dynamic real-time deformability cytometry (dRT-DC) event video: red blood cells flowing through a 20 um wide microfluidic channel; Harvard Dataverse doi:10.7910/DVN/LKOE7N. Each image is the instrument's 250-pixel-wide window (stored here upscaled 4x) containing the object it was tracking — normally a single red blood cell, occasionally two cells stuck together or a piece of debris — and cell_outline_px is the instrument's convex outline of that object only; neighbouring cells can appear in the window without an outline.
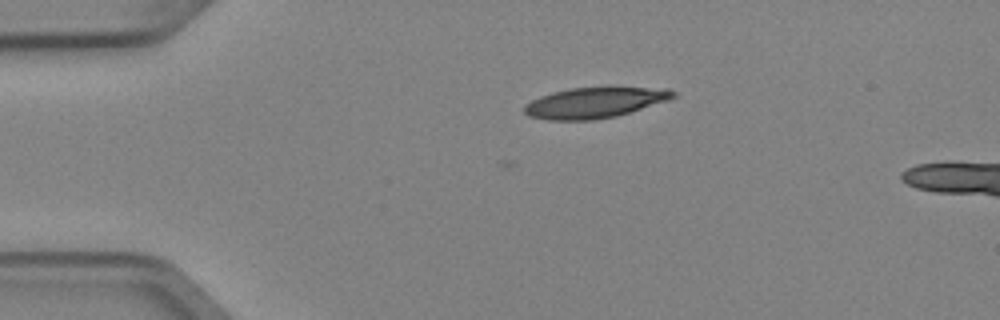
{"species": "Egyptian fruit bat (a non-hibernating species)", "species_latin": "Rousettus aegyptiacus", "temperature_condition": "cold", "stored_images_in_passage": 6, "camera_frame_rate_fps": 3000, "um_per_image_px": 0.085, "animal": {"sex": "female"}, "frame": {"image": 1, "passage_image": 4, "time_ms": 1.0, "image_size_px": [1000, 320], "cell_outline_px": [[676, 96], [672, 100], [616, 116], [592, 120], [548, 120], [528, 116], [524, 112], [524, 104], [540, 96], [552, 92], [568, 88], [608, 84], [668, 88], [676, 92]], "centroid_in_image_um": [50.65, 8.66], "position_along_channel_um": 34.3, "area_um2": 28.03}}